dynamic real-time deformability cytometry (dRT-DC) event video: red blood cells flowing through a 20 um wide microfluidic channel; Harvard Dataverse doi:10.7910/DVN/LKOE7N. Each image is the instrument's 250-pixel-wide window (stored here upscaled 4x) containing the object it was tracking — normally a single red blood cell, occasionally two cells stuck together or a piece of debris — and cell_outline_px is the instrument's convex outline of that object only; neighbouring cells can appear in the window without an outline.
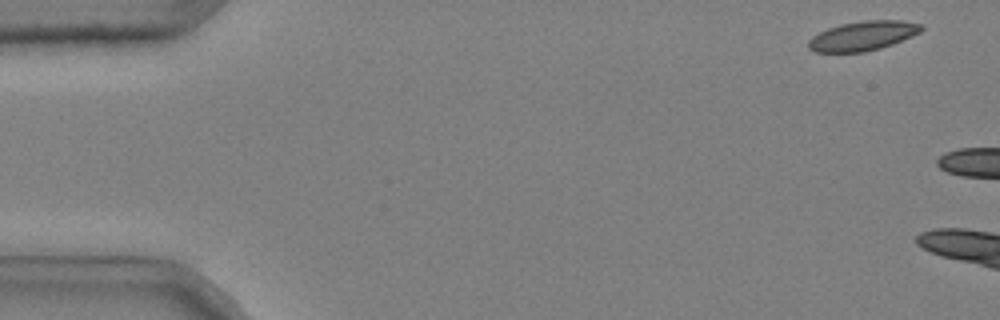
{"species": "common noctule bat (a hibernating species)", "species_latin": "Nyctalus noctula", "temperature_condition": "cold", "stored_images_in_passage": 9, "camera_frame_rate_fps": 3000, "um_per_image_px": 0.085, "animal": {"sex": "male", "body_mass_g": 20.4}, "frame": {"image": 1, "passage_image": 3, "time_ms": 0.667, "image_size_px": [1000, 320], "cell_outline_px": [[924, 28], [920, 32], [912, 36], [892, 44], [880, 48], [864, 52], [816, 52], [808, 48], [808, 40], [812, 36], [828, 28], [840, 24], [860, 20], [900, 20], [924, 24]], "centroid_in_image_um": [73.35, 3.03], "position_along_channel_um": 11.6, "area_um2": 19.48}}